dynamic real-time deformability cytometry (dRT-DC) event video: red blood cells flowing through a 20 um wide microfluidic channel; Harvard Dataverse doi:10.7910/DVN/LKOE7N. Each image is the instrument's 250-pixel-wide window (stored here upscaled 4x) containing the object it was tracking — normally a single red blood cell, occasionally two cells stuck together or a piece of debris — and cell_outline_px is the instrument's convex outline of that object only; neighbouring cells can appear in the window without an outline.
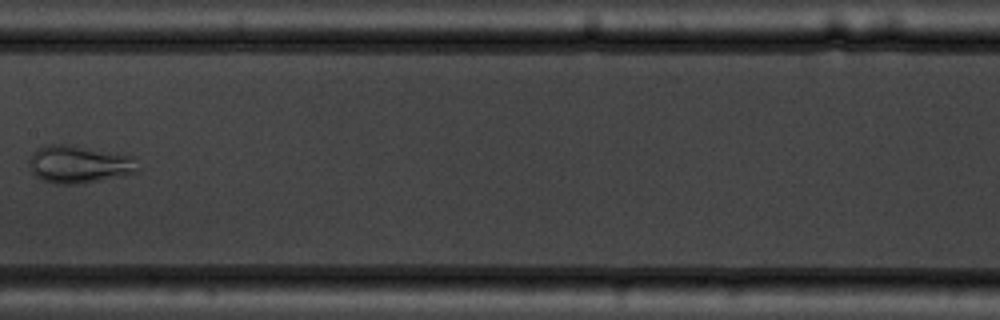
{"species": "common noctule bat (a hibernating species)", "species_latin": "Nyctalus noctula", "temperature_condition": "warm", "stored_images_in_passage": 8, "camera_frame_rate_fps": 3000, "um_per_image_px": 0.085, "animal": {"sex": "male", "body_mass_g": 19.5, "forearm_length_mm": 54.6}, "frame": {"image": 1, "passage_image": 7, "time_ms": 8.0, "image_size_px": [1000, 320], "cell_outline_px": [[136, 172], [124, 176], [84, 184], [52, 184], [36, 176], [32, 172], [28, 164], [28, 160], [32, 152], [36, 148], [48, 144], [72, 144], [132, 156], [136, 168]], "centroid_in_image_um": [6.65, 13.97], "position_along_channel_um": 200.7, "area_um2": 24.16}}